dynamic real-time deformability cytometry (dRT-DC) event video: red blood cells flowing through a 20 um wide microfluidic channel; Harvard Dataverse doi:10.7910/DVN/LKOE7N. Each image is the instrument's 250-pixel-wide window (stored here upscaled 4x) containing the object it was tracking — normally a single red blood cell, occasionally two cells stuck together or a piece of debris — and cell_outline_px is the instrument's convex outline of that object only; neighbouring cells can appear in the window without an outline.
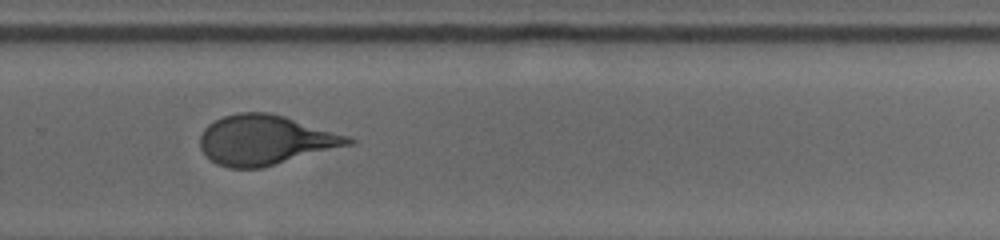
{"species": "human", "species_latin": "Homo sapiens", "temperature_condition": "cold", "stored_images_in_passage": 30, "camera_frame_rate_fps": 3000, "um_per_image_px": 0.085, "donor": {"sex": "male"}, "frame": {"image": 1, "passage_image": 18, "time_ms": 13.333, "image_size_px": [1000, 240], "cell_outline_px": [[356, 140], [352, 144], [264, 168], [228, 168], [216, 164], [200, 148], [200, 136], [204, 128], [208, 124], [224, 116], [236, 112], [268, 112], [284, 116], [348, 136]], "centroid_in_image_um": [22.53, 11.91], "position_along_channel_um": 307.3, "area_um2": 42.89}}